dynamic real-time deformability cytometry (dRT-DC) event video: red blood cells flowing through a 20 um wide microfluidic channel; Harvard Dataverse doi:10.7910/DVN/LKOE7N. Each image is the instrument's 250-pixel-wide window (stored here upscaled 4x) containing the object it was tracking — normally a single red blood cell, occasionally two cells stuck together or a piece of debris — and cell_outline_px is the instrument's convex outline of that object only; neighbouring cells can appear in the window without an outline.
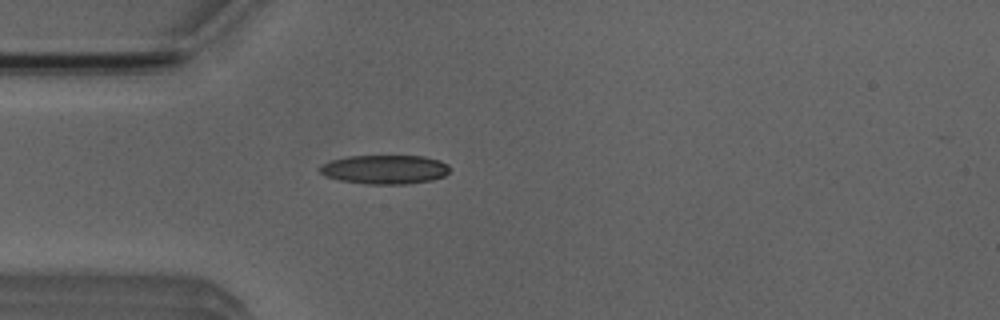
{"species": "Egyptian fruit bat (a non-hibernating species)", "species_latin": "Rousettus aegyptiacus", "temperature_condition": "room temperature", "stored_images_in_passage": 4, "camera_frame_rate_fps": 3000, "um_per_image_px": 0.085, "animal": {"sex": "male"}, "frame": {"image": 1, "passage_image": 4, "time_ms": 3.333, "image_size_px": [1000, 320], "cell_outline_px": [[452, 168], [444, 176], [432, 180], [408, 184], [364, 184], [340, 180], [324, 176], [320, 172], [320, 164], [332, 160], [348, 156], [424, 156], [440, 160], [448, 164]], "centroid_in_image_um": [32.73, 14.4], "position_along_channel_um": 52.3, "area_um2": 22.2}}